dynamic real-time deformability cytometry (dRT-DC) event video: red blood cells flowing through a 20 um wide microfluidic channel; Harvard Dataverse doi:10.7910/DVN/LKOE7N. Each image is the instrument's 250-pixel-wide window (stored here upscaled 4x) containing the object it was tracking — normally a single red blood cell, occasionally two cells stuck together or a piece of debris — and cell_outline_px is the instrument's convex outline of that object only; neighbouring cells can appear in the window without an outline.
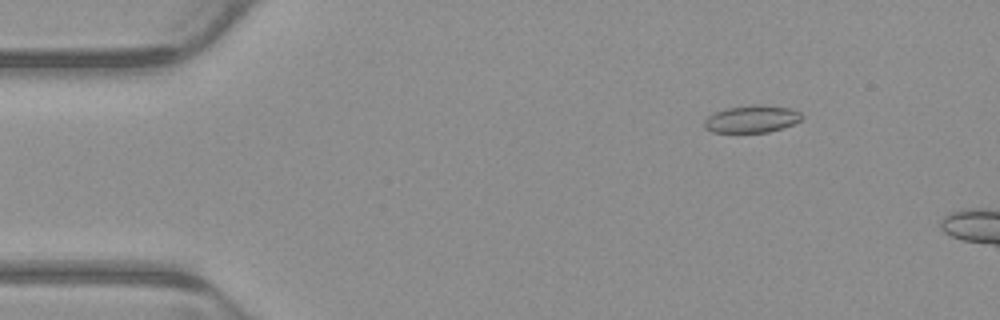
{"species": "common noctule bat (a hibernating species)", "species_latin": "Nyctalus noctula", "temperature_condition": "warm", "stored_images_in_passage": 3, "camera_frame_rate_fps": 3000, "um_per_image_px": 0.085, "animal": {"sex": "male", "body_mass_g": 23.1, "forearm_length_mm": 52.7}, "frame": {"image": 1, "passage_image": 2, "time_ms": 0.333, "image_size_px": [1000, 320], "cell_outline_px": [[804, 116], [800, 120], [784, 128], [768, 132], [712, 132], [704, 128], [704, 120], [708, 116], [724, 108], [752, 104], [764, 104], [792, 108], [800, 112]], "centroid_in_image_um": [63.92, 10.1], "position_along_channel_um": 21.1, "area_um2": 15.78}}